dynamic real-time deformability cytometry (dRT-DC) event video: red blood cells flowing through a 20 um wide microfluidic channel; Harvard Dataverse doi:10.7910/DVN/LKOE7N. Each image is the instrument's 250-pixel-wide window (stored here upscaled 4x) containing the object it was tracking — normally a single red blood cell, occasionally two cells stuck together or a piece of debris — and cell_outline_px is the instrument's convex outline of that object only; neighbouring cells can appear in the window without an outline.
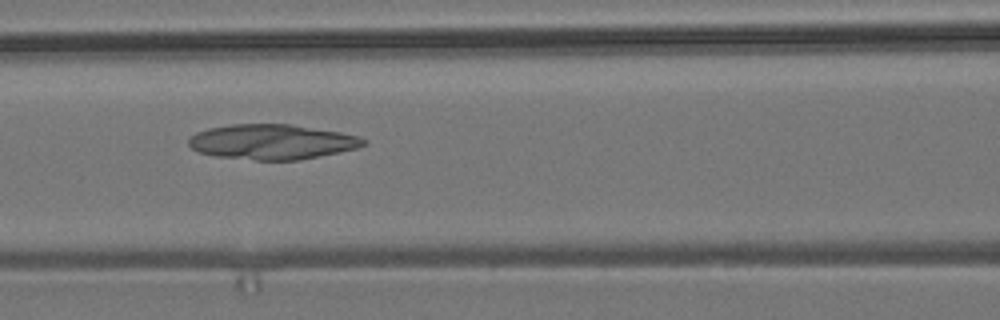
{"species": "common noctule bat (a hibernating species)", "species_latin": "Nyctalus noctula", "temperature_condition": "room temperature", "stored_images_in_passage": 9, "camera_frame_rate_fps": 3000, "um_per_image_px": 0.085, "animal": {"sex": "male", "body_mass_g": 19.2, "forearm_length_mm": 51.8}, "frame": {"image": 1, "passage_image": 7, "time_ms": 6.667, "image_size_px": [1000, 320], "cell_outline_px": [[368, 144], [356, 148], [320, 156], [300, 160], [256, 160], [212, 156], [200, 152], [192, 148], [188, 144], [188, 140], [196, 132], [208, 128], [232, 124], [292, 124], [340, 132], [360, 136], [368, 140]], "centroid_in_image_um": [23.14, 12.06], "position_along_channel_um": 143.5, "area_um2": 35.89}}
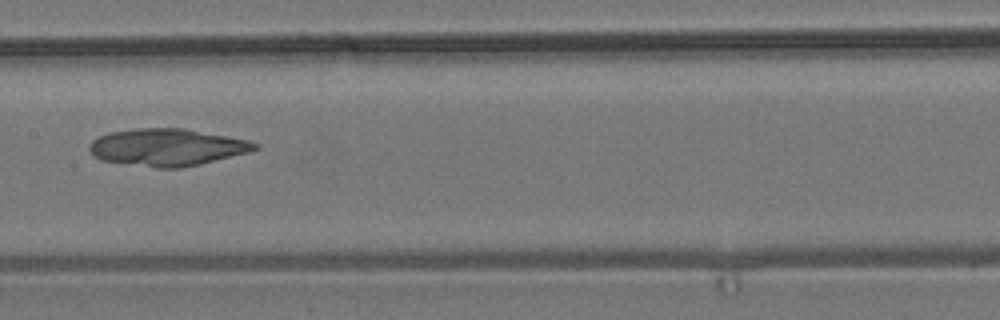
{"frame": {"image": 2, "passage_image": 8, "time_ms": 8.0, "image_size_px": [1000, 320], "cell_outline_px": [[260, 148], [248, 152], [200, 164], [180, 168], [156, 168], [100, 160], [92, 156], [88, 148], [92, 140], [108, 132], [136, 128], [184, 128], [248, 140], [260, 144]], "centroid_in_image_um": [14.18, 12.52], "position_along_channel_um": 193.2, "area_um2": 35.95}}
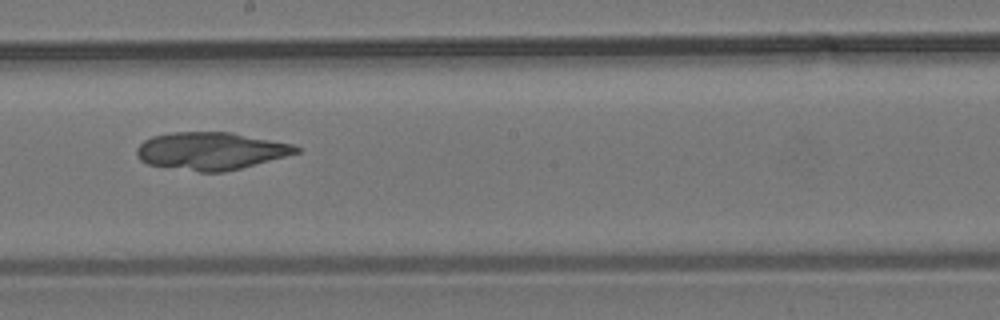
{"frame": {"image": 3, "passage_image": 9, "time_ms": 9.0, "image_size_px": [1000, 320], "cell_outline_px": [[300, 152], [240, 168], [224, 172], [200, 172], [148, 164], [140, 160], [136, 152], [136, 148], [144, 140], [152, 136], [172, 132], [232, 132], [292, 144], [300, 148]], "centroid_in_image_um": [17.9, 12.82], "position_along_channel_um": 230.3, "area_um2": 34.68}}